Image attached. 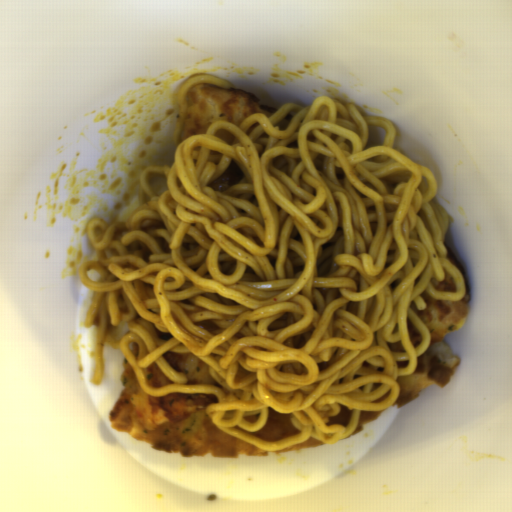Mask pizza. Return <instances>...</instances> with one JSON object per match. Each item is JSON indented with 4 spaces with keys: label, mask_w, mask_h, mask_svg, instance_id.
<instances>
[{
    "label": "pizza",
    "mask_w": 512,
    "mask_h": 512,
    "mask_svg": "<svg viewBox=\"0 0 512 512\" xmlns=\"http://www.w3.org/2000/svg\"><path fill=\"white\" fill-rule=\"evenodd\" d=\"M123 387L108 414L112 428L153 449L183 457L246 458L280 455L327 444L315 436L280 450H264L218 428L206 412L216 395L173 392L151 395L124 357Z\"/></svg>",
    "instance_id": "dd6c1bee"
},
{
    "label": "pizza",
    "mask_w": 512,
    "mask_h": 512,
    "mask_svg": "<svg viewBox=\"0 0 512 512\" xmlns=\"http://www.w3.org/2000/svg\"><path fill=\"white\" fill-rule=\"evenodd\" d=\"M445 248L448 260L464 277L465 294L460 300H437L423 290L420 296L426 307L417 308L415 299L411 302L413 312L430 332V341L426 350L417 357L416 370L396 378L399 392L391 406L403 407L429 386H447L458 367L459 360L451 354L444 337L461 327L470 307L471 289L462 261L454 256L450 247L445 245Z\"/></svg>",
    "instance_id": "d2c48207"
},
{
    "label": "pizza",
    "mask_w": 512,
    "mask_h": 512,
    "mask_svg": "<svg viewBox=\"0 0 512 512\" xmlns=\"http://www.w3.org/2000/svg\"><path fill=\"white\" fill-rule=\"evenodd\" d=\"M187 113L180 139L205 134L213 122L239 126L246 116L264 114L271 117L277 109L266 105L253 93L237 88L200 83L186 94Z\"/></svg>",
    "instance_id": "a15fb73a"
},
{
    "label": "pizza",
    "mask_w": 512,
    "mask_h": 512,
    "mask_svg": "<svg viewBox=\"0 0 512 512\" xmlns=\"http://www.w3.org/2000/svg\"><path fill=\"white\" fill-rule=\"evenodd\" d=\"M164 360L176 371L183 373L190 384H210L221 386L215 380L209 369V365L191 352L167 351L162 353Z\"/></svg>",
    "instance_id": "a6f56289"
},
{
    "label": "pizza",
    "mask_w": 512,
    "mask_h": 512,
    "mask_svg": "<svg viewBox=\"0 0 512 512\" xmlns=\"http://www.w3.org/2000/svg\"><path fill=\"white\" fill-rule=\"evenodd\" d=\"M291 414L278 413L273 407L268 408V420L264 427L252 433L267 442L282 441L300 433L291 422Z\"/></svg>",
    "instance_id": "a430de27"
},
{
    "label": "pizza",
    "mask_w": 512,
    "mask_h": 512,
    "mask_svg": "<svg viewBox=\"0 0 512 512\" xmlns=\"http://www.w3.org/2000/svg\"><path fill=\"white\" fill-rule=\"evenodd\" d=\"M142 374L147 384L157 389L174 383L172 379L163 374L156 362L143 368Z\"/></svg>",
    "instance_id": "ec2adc15"
},
{
    "label": "pizza",
    "mask_w": 512,
    "mask_h": 512,
    "mask_svg": "<svg viewBox=\"0 0 512 512\" xmlns=\"http://www.w3.org/2000/svg\"><path fill=\"white\" fill-rule=\"evenodd\" d=\"M382 410H363V411H360V415H359L357 426H356L355 430L352 432V434L349 437L360 435L364 431V426L368 422H373L375 419H377L380 416ZM349 437H347V438H349Z\"/></svg>",
    "instance_id": "6a4850ae"
},
{
    "label": "pizza",
    "mask_w": 512,
    "mask_h": 512,
    "mask_svg": "<svg viewBox=\"0 0 512 512\" xmlns=\"http://www.w3.org/2000/svg\"><path fill=\"white\" fill-rule=\"evenodd\" d=\"M430 284L437 292H446V291H454L456 290V285L449 275V273H444V278L441 281L437 279H431Z\"/></svg>",
    "instance_id": "7d126713"
},
{
    "label": "pizza",
    "mask_w": 512,
    "mask_h": 512,
    "mask_svg": "<svg viewBox=\"0 0 512 512\" xmlns=\"http://www.w3.org/2000/svg\"><path fill=\"white\" fill-rule=\"evenodd\" d=\"M352 414V409L341 406L340 411L336 416L328 417V425H342L345 427L350 422Z\"/></svg>",
    "instance_id": "f000f71d"
},
{
    "label": "pizza",
    "mask_w": 512,
    "mask_h": 512,
    "mask_svg": "<svg viewBox=\"0 0 512 512\" xmlns=\"http://www.w3.org/2000/svg\"><path fill=\"white\" fill-rule=\"evenodd\" d=\"M406 327L411 343L413 344L414 347H418L422 340L420 331L410 321L409 318L406 320Z\"/></svg>",
    "instance_id": "3edaf4dd"
}]
</instances>
